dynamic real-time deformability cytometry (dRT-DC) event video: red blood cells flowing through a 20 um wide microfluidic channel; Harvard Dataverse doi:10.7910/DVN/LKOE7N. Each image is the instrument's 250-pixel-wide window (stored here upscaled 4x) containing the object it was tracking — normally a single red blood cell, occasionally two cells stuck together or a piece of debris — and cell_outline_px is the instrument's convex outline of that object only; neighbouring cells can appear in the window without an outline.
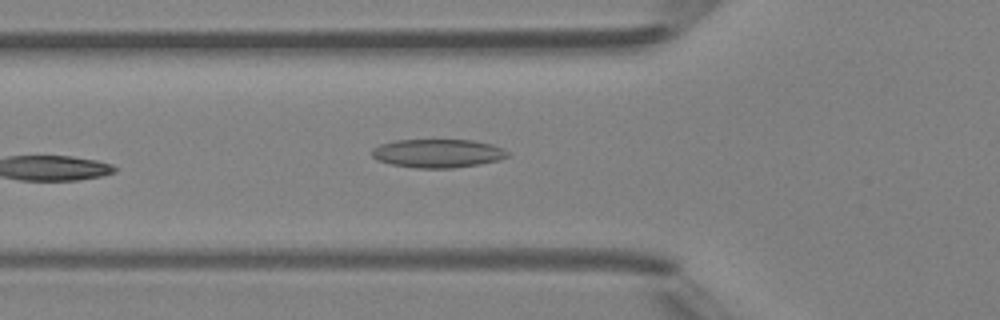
{"species": "Egyptian fruit bat (a non-hibernating species)", "species_latin": "Rousettus aegyptiacus", "temperature_condition": "room temperature", "stored_images_in_passage": 5, "camera_frame_rate_fps": 3000, "um_per_image_px": 0.085, "animal": {"sex": "female"}, "frame": {"image": 1, "passage_image": 5, "time_ms": 4.667, "image_size_px": [1000, 320], "cell_outline_px": [[508, 156], [500, 160], [452, 168], [416, 168], [392, 164], [376, 160], [372, 156], [372, 148], [380, 144], [396, 140], [472, 140], [492, 144], [508, 152]], "centroid_in_image_um": [37.17, 13.03], "position_along_channel_um": 88.6, "area_um2": 22.43}}